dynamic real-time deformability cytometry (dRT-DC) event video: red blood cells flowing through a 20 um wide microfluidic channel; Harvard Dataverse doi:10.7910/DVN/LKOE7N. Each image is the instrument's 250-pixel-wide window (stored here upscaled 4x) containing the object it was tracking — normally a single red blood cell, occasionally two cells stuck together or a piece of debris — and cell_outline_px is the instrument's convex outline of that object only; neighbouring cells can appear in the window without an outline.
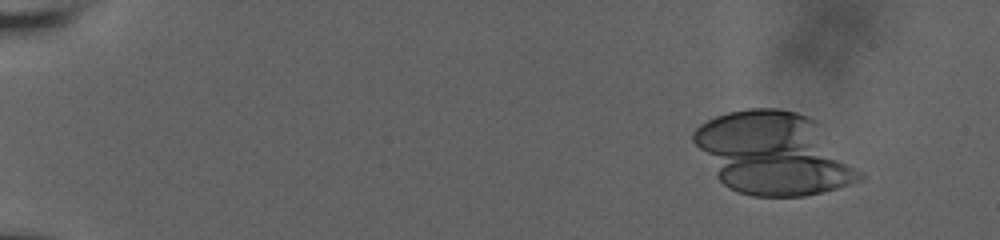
{"species": "human", "species_latin": "Homo sapiens", "temperature_condition": "room temperature", "stored_images_in_passage": 4, "camera_frame_rate_fps": 3000, "um_per_image_px": 0.085, "donor": {"sex": "male"}, "frame": {"image": 1, "passage_image": 2, "time_ms": 0.333, "image_size_px": [1000, 240], "cell_outline_px": [[824, 160], [728, 184], [720, 176], [716, 152], [780, 144]], "centroid_in_image_um": [64.58, 13.75], "position_along_channel_um": 20.4, "area_um2": 17.69}}